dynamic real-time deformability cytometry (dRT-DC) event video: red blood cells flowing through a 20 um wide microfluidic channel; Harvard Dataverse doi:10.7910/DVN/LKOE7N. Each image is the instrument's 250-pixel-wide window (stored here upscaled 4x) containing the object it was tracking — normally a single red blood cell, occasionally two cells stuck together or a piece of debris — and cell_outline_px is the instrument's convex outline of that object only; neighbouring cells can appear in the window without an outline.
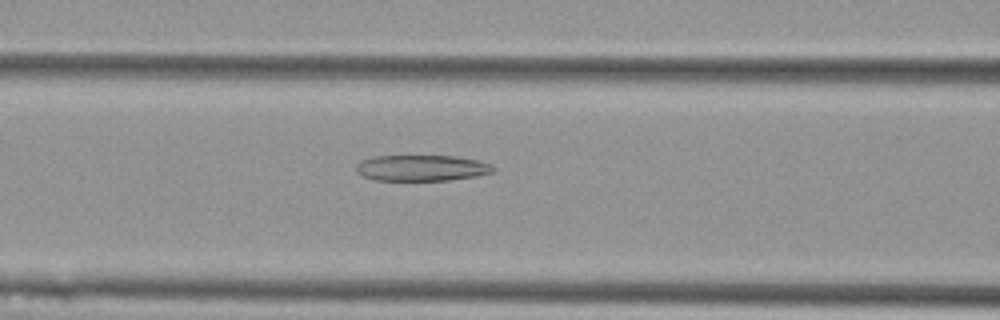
{"species": "Egyptian fruit bat (a non-hibernating species)", "species_latin": "Rousettus aegyptiacus", "temperature_condition": "cold", "stored_images_in_passage": 55, "camera_frame_rate_fps": 3000, "um_per_image_px": 0.085, "animal": {"sex": "female"}, "frame": {"image": 1, "passage_image": 23, "time_ms": 7.333, "image_size_px": [1000, 320], "cell_outline_px": [[496, 168], [492, 172], [476, 176], [448, 180], [376, 180], [364, 176], [356, 172], [356, 164], [360, 160], [372, 156], [456, 156], [476, 160], [492, 164]], "centroid_in_image_um": [35.82, 14.27], "position_along_channel_um": 130.8, "area_um2": 20.75}}
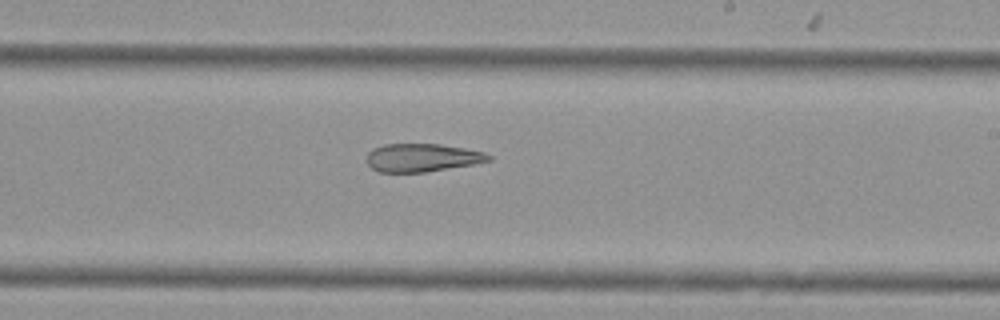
{"frame": {"image": 2, "passage_image": 33, "time_ms": 10.667, "image_size_px": [1000, 320], "cell_outline_px": [[492, 160], [472, 164], [424, 172], [380, 172], [372, 168], [364, 160], [368, 152], [372, 148], [384, 144], [440, 144], [464, 148], [484, 152], [492, 156]], "centroid_in_image_um": [35.83, 13.39], "position_along_channel_um": 253.2, "area_um2": 20.0}}
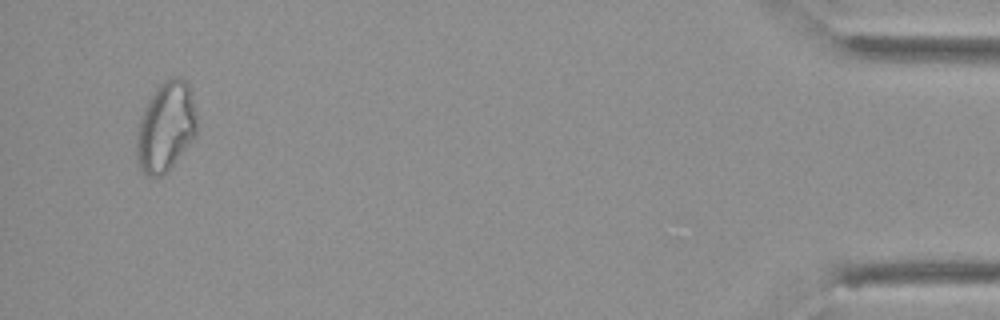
{"frame": {"image": 3, "passage_image": 53, "time_ms": 17.333, "image_size_px": [1000, 320], "cell_outline_px": [[196, 136], [172, 164], [160, 176], [148, 176], [140, 168], [136, 160], [136, 132], [144, 108], [148, 100], [156, 88], [164, 80], [172, 76], [180, 76], [188, 84], [192, 92], [196, 116]], "centroid_in_image_um": [14.08, 10.74], "position_along_channel_um": 421.1, "area_um2": 31.39}, "authors_computed_cell_mechanics": {"area_um2": 26.8192, "velocity_mm_per_s": 3.6911, "shape_relaxation_time_tau1_ms": null, "shape_relaxation_time_tau2_ms": 5.547, "deformation_change_tau1": null, "deformation_change_tau2": 0.1507}}